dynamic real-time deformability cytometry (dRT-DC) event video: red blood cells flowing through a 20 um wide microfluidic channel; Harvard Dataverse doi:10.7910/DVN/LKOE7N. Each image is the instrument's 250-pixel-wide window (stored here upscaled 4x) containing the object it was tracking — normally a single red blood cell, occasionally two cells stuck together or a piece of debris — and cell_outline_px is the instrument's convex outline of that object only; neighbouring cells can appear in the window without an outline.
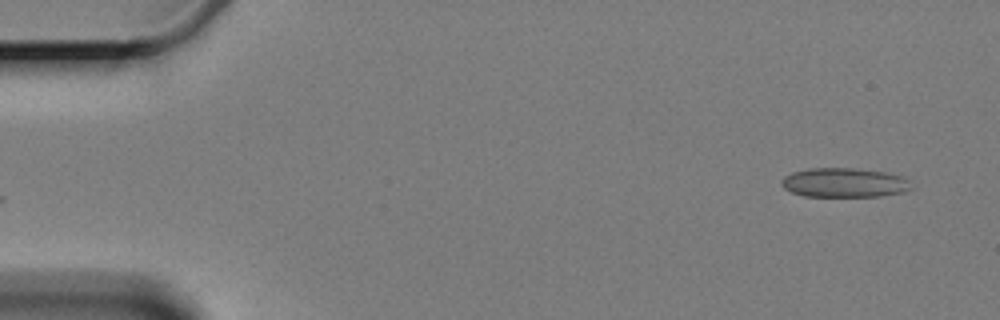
{"species": "Egyptian fruit bat (a non-hibernating species)", "species_latin": "Rousettus aegyptiacus", "temperature_condition": "cold", "stored_images_in_passage": 2, "camera_frame_rate_fps": 3000, "um_per_image_px": 0.085, "animal": {"sex": "female"}, "frame": {"image": 1, "passage_image": 2, "time_ms": 1.0, "image_size_px": [1000, 320], "cell_outline_px": [[912, 188], [904, 192], [880, 196], [804, 196], [792, 192], [784, 188], [780, 180], [784, 176], [792, 172], [808, 168], [856, 168], [888, 172], [904, 176], [908, 180]], "centroid_in_image_um": [71.78, 15.51], "position_along_channel_um": 13.2, "area_um2": 22.37}}